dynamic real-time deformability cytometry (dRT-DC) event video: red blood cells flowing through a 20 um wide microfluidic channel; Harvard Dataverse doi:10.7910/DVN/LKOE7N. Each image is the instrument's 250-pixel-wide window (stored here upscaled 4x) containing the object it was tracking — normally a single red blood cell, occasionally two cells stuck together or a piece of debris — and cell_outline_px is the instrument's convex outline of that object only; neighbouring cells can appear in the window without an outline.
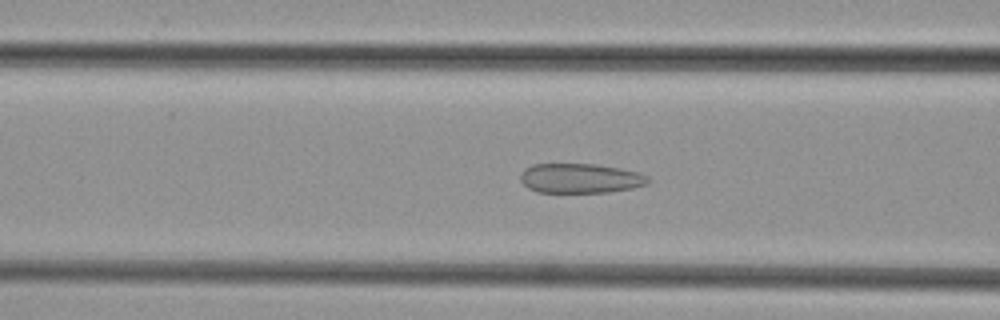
{"species": "common noctule bat (a hibernating species)", "species_latin": "Nyctalus noctula", "temperature_condition": "cold", "stored_images_in_passage": 42, "camera_frame_rate_fps": 3000, "um_per_image_px": 0.085, "animal": {"sex": "female", "body_mass_g": 29.2, "forearm_length_mm": 56.3}, "frame": {"image": 1, "passage_image": 19, "time_ms": 6.0, "image_size_px": [1000, 320], "cell_outline_px": [[652, 180], [648, 184], [632, 188], [608, 192], [536, 192], [528, 188], [520, 180], [520, 172], [524, 168], [532, 164], [596, 164], [620, 168], [640, 172], [648, 176]], "centroid_in_image_um": [49.34, 15.15], "position_along_channel_um": 117.3, "area_um2": 22.31}}
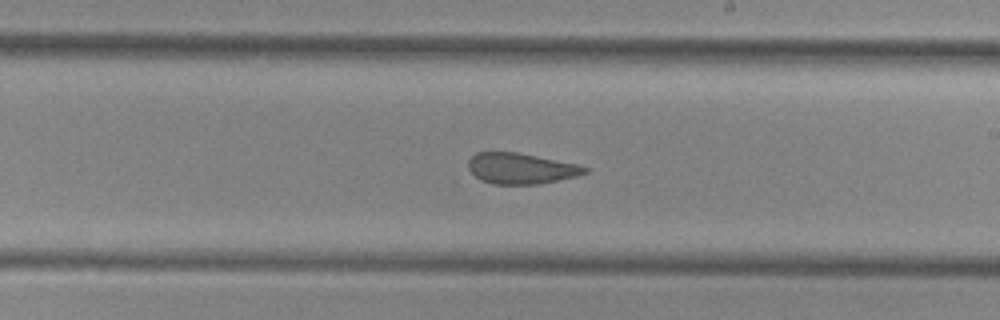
{"frame": {"image": 2, "passage_image": 28, "time_ms": 9.0, "image_size_px": [1000, 320], "cell_outline_px": [[588, 172], [576, 176], [536, 184], [492, 184], [480, 180], [468, 168], [468, 160], [476, 152], [516, 152], [576, 164], [588, 168]], "centroid_in_image_um": [44.23, 14.32], "position_along_channel_um": 244.8, "area_um2": 20.63}}
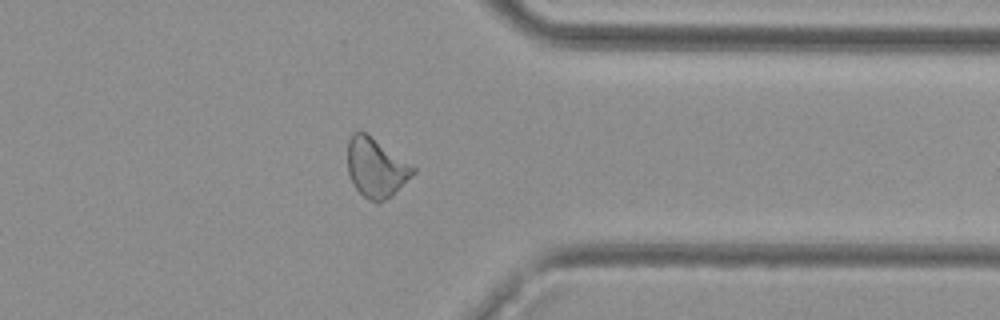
{"frame": {"image": 3, "passage_image": 38, "time_ms": 12.333, "image_size_px": [1000, 320], "cell_outline_px": [[416, 172], [392, 196], [384, 200], [372, 200], [364, 196], [352, 184], [348, 172], [348, 140], [352, 132], [364, 132], [416, 168]], "centroid_in_image_um": [31.95, 14.26], "position_along_channel_um": 379.5, "area_um2": 22.02}}